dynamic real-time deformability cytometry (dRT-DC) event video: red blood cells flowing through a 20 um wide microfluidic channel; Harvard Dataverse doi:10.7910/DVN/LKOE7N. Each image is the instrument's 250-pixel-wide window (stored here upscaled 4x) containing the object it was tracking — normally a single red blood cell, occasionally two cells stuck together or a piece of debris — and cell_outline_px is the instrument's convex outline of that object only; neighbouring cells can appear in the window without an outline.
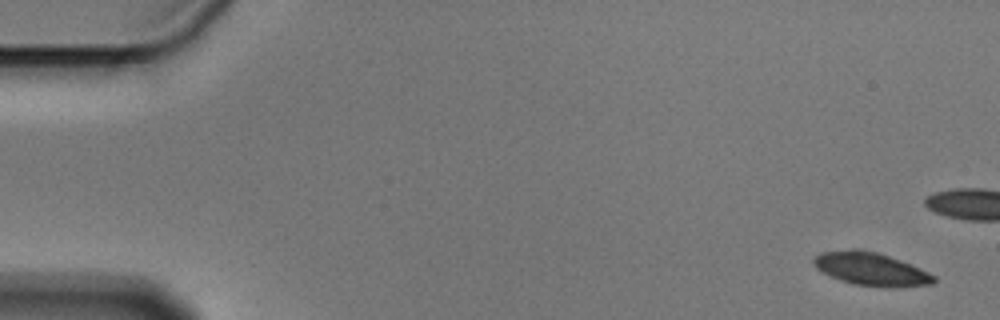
{"species": "Egyptian fruit bat (a non-hibernating species)", "species_latin": "Rousettus aegyptiacus", "temperature_condition": "cold", "stored_images_in_passage": 6, "camera_frame_rate_fps": 3000, "um_per_image_px": 0.085, "animal": {"sex": "male"}, "frame": {"image": 1, "passage_image": 1, "time_ms": 0.0, "image_size_px": [1000, 320], "cell_outline_px": [[936, 280], [932, 284], [900, 288], [884, 288], [852, 284], [840, 280], [816, 268], [812, 260], [820, 252], [852, 248], [876, 252], [900, 260], [928, 272], [936, 276]], "centroid_in_image_um": [74.05, 22.88], "position_along_channel_um": 11.0, "area_um2": 23.29}}